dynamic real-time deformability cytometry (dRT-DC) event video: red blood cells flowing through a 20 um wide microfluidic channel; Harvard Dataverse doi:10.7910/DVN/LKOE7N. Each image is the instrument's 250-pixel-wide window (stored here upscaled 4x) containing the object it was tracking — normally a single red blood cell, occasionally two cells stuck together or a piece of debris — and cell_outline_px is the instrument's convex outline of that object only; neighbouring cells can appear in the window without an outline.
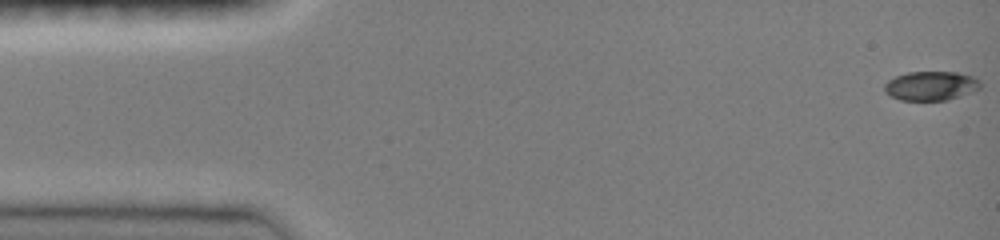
{"species": "common noctule bat (a hibernating species)", "species_latin": "Nyctalus noctula", "temperature_condition": "room temperature", "stored_images_in_passage": 15, "camera_frame_rate_fps": 3000, "um_per_image_px": 0.085, "animal": {"sex": "female", "body_mass_g": 19.0, "forearm_length_mm": 51.5}, "frame": {"image": 1, "passage_image": 1, "time_ms": 0.0, "image_size_px": [1000, 240], "cell_outline_px": [[980, 88], [948, 100], [900, 100], [884, 92], [884, 84], [888, 80], [896, 76], [908, 72], [956, 72], [972, 76], [980, 80]], "centroid_in_image_um": [79.1, 7.29], "position_along_channel_um": 5.9, "area_um2": 16.18}}
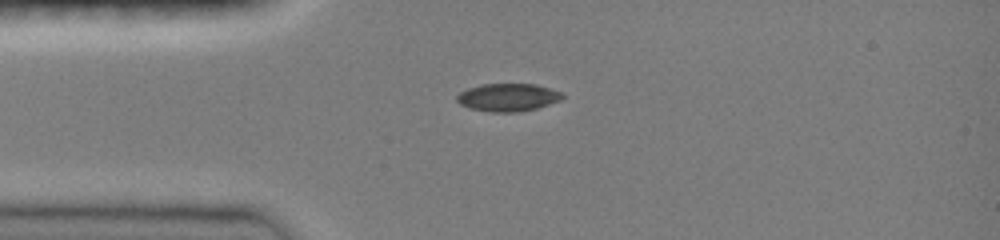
{"frame": {"image": 2, "passage_image": 13, "time_ms": 3.667, "image_size_px": [1000, 240], "cell_outline_px": [[564, 96], [560, 100], [536, 108], [516, 112], [492, 112], [468, 108], [460, 104], [456, 100], [456, 96], [460, 92], [468, 88], [480, 84], [536, 84], [560, 92]], "centroid_in_image_um": [43.12, 8.27], "position_along_channel_um": 41.9, "area_um2": 16.99}}